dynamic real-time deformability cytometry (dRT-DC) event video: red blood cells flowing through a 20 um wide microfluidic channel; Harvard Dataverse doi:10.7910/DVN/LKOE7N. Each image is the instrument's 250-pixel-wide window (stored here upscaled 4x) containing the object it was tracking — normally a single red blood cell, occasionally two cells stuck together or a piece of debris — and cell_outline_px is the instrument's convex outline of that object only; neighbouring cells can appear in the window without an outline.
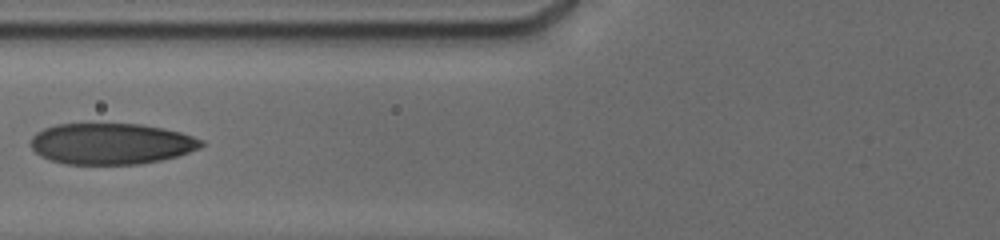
{"species": "human", "species_latin": "Homo sapiens", "temperature_condition": "cold", "stored_images_in_passage": 27, "camera_frame_rate_fps": 3000, "um_per_image_px": 0.085, "donor": {"sex": "male"}, "frame": {"image": 1, "passage_image": 20, "time_ms": 8.0, "image_size_px": [1000, 240], "cell_outline_px": [[204, 144], [200, 148], [176, 156], [160, 160], [140, 164], [64, 164], [40, 156], [28, 144], [32, 136], [36, 132], [44, 128], [56, 124], [140, 124], [164, 128], [180, 132], [204, 140]], "centroid_in_image_um": [9.43, 12.21], "position_along_channel_um": 116.4, "area_um2": 40.98}}